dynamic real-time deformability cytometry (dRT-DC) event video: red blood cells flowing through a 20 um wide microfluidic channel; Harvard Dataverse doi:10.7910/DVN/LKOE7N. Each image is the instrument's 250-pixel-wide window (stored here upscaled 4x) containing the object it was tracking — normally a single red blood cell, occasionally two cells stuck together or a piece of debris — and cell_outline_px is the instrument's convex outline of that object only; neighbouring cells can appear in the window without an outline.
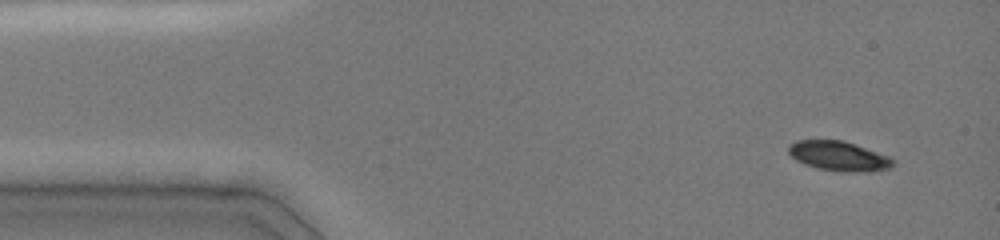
{"species": "common noctule bat (a hibernating species)", "species_latin": "Nyctalus noctula", "temperature_condition": "cold", "stored_images_in_passage": 45, "camera_frame_rate_fps": 3000, "um_per_image_px": 0.085, "animal": {"sex": "female", "body_mass_g": 19.0, "forearm_length_mm": 51.5}, "frame": {"image": 1, "passage_image": 1, "time_ms": 0.0, "image_size_px": [1000, 240], "cell_outline_px": [[896, 160], [888, 168], [868, 172], [852, 172], [816, 168], [804, 164], [796, 160], [788, 152], [788, 144], [796, 140], [844, 140], [856, 144], [888, 156]], "centroid_in_image_um": [71.27, 13.25], "position_along_channel_um": 13.7, "area_um2": 18.03}}
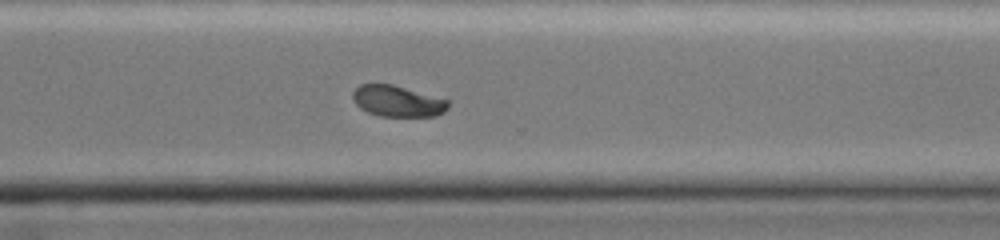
{"frame": {"image": 2, "passage_image": 32, "time_ms": 10.333, "image_size_px": [1000, 240], "cell_outline_px": [[448, 108], [444, 112], [436, 116], [380, 116], [368, 112], [360, 108], [356, 104], [352, 96], [352, 92], [360, 84], [392, 84], [448, 100]], "centroid_in_image_um": [33.77, 8.6], "position_along_channel_um": 336.8, "area_um2": 17.17}}
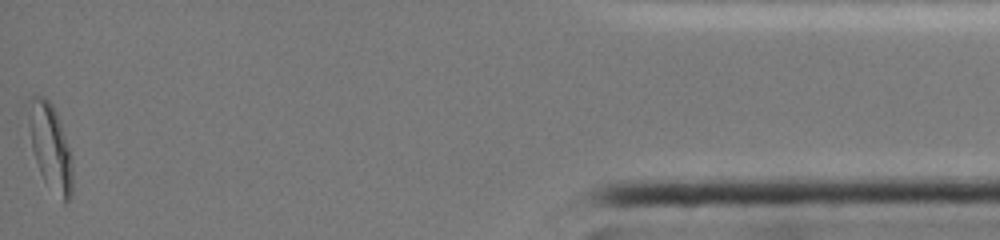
{"frame": {"image": 3, "passage_image": 45, "time_ms": 14.667, "image_size_px": [1000, 240], "cell_outline_px": [[72, 196], [64, 204], [44, 180], [40, 172], [32, 148], [28, 124], [28, 100], [32, 96], [44, 96], [52, 104], [56, 112], [72, 156]], "centroid_in_image_um": [4.28, 12.49], "position_along_channel_um": 430.9, "area_um2": 22.02}, "authors_computed_cell_mechanics": {"area_um2": 19.0162, "velocity_mm_per_s": 4.0023, "shape_relaxation_time_tau1_ms": 2.089, "shape_relaxation_time_tau2_ms": null, "deformation_change_tau1": 0.0993, "deformation_change_tau2": null}}